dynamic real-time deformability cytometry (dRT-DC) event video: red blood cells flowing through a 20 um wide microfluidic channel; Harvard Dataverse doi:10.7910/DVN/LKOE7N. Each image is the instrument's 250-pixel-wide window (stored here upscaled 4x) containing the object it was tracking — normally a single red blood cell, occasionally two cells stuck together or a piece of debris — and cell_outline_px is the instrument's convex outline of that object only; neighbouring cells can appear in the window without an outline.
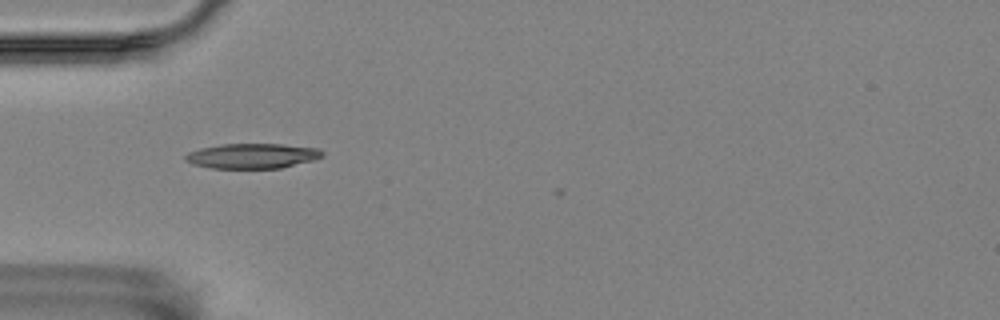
{"species": "Egyptian fruit bat (a non-hibernating species)", "species_latin": "Rousettus aegyptiacus", "temperature_condition": "room temperature", "stored_images_in_passage": 4, "camera_frame_rate_fps": 3000, "um_per_image_px": 0.085, "animal": {"sex": "female"}, "frame": {"image": 1, "passage_image": 1, "time_ms": 0.0, "image_size_px": [1000, 320], "cell_outline_px": [[324, 156], [316, 160], [280, 168], [212, 168], [192, 164], [184, 160], [184, 156], [188, 152], [200, 148], [220, 144], [280, 144], [320, 148], [324, 152]], "centroid_in_image_um": [21.47, 13.25], "position_along_channel_um": 63.5, "area_um2": 20.17}}
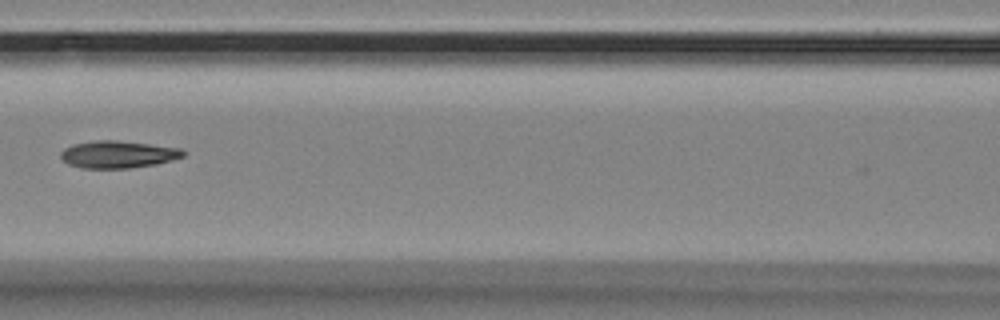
{"frame": {"image": 2, "passage_image": 3, "time_ms": 0.667, "image_size_px": [1000, 320], "cell_outline_px": [[184, 156], [172, 160], [156, 164], [128, 168], [80, 168], [68, 164], [60, 156], [60, 152], [64, 148], [72, 144], [96, 140], [116, 140], [180, 148], [184, 152]], "centroid_in_image_um": [9.99, 13.12], "position_along_channel_um": 156.6, "area_um2": 19.36}}
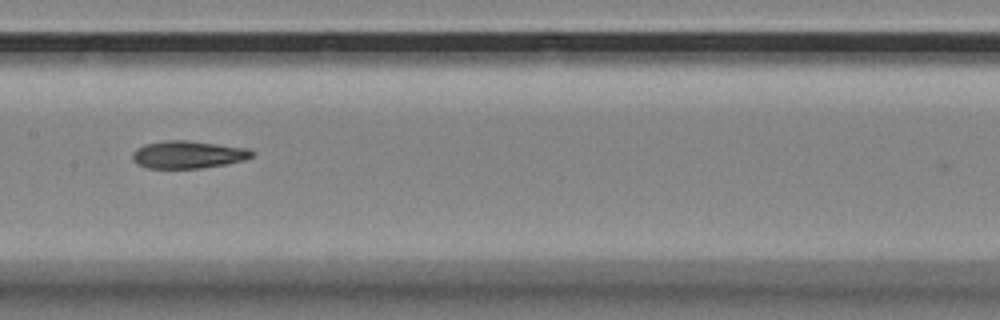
{"frame": {"image": 3, "passage_image": 4, "time_ms": 1.0, "image_size_px": [1000, 320], "cell_outline_px": [[252, 156], [244, 160], [224, 164], [200, 168], [148, 168], [132, 160], [132, 152], [136, 148], [144, 144], [164, 140], [188, 140], [248, 148], [252, 152]], "centroid_in_image_um": [15.94, 13.13], "position_along_channel_um": 191.5, "area_um2": 19.07}}